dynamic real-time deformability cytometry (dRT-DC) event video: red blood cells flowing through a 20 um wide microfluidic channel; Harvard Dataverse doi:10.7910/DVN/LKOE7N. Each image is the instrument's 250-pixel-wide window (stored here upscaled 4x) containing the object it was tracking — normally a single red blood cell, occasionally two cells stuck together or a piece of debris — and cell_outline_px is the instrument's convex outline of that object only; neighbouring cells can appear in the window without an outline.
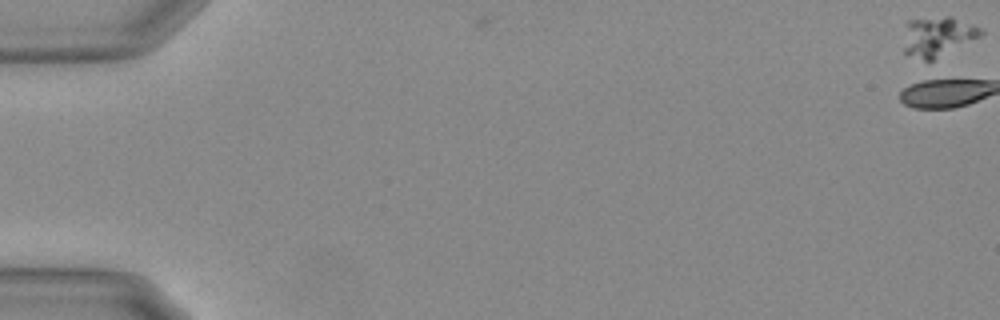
{"species": "Egyptian fruit bat (a non-hibernating species)", "species_latin": "Rousettus aegyptiacus", "temperature_condition": "warm", "stored_images_in_passage": 3, "camera_frame_rate_fps": 3000, "um_per_image_px": 0.085, "animal": {"sex": "female"}, "frame": {"image": 1, "passage_image": 1, "time_ms": 0.0, "image_size_px": [1000, 320], "cell_outline_px": [[984, 32], [980, 36], [932, 60], [924, 60], [904, 52], [904, 48], [908, 20], [944, 16], [952, 16], [972, 24], [980, 28]], "centroid_in_image_um": [79.72, 3.07], "position_along_channel_um": 5.3, "area_um2": 17.34}}